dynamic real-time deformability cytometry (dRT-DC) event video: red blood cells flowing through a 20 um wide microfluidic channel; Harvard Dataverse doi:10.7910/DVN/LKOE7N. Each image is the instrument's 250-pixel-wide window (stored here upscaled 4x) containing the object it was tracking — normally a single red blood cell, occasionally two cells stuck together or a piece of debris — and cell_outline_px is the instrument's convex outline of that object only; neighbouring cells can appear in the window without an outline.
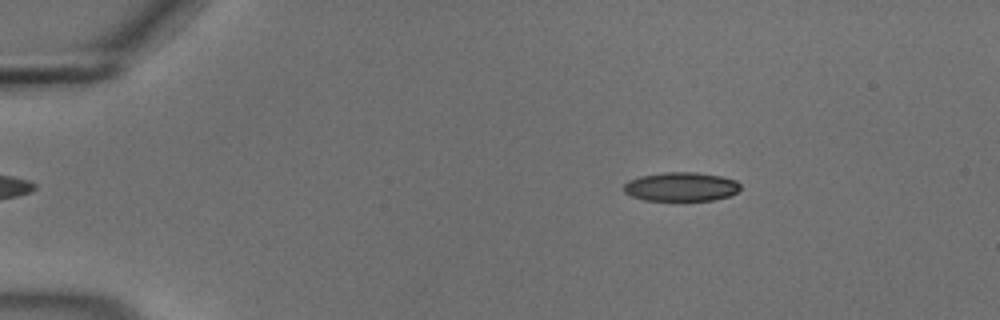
{"species": "common noctule bat (a hibernating species)", "species_latin": "Nyctalus noctula", "temperature_condition": "cold", "stored_images_in_passage": 55, "camera_frame_rate_fps": 3000, "um_per_image_px": 0.085, "animal": {"sex": "male", "body_mass_g": 18.8}, "frame": {"image": 1, "passage_image": 9, "time_ms": 2.667, "image_size_px": [1000, 320], "cell_outline_px": [[740, 188], [736, 192], [728, 196], [712, 200], [644, 200], [632, 196], [624, 192], [624, 184], [628, 180], [640, 176], [664, 172], [696, 172], [720, 176], [736, 180], [740, 184]], "centroid_in_image_um": [57.87, 15.86], "position_along_channel_um": 27.1, "area_um2": 19.59}}
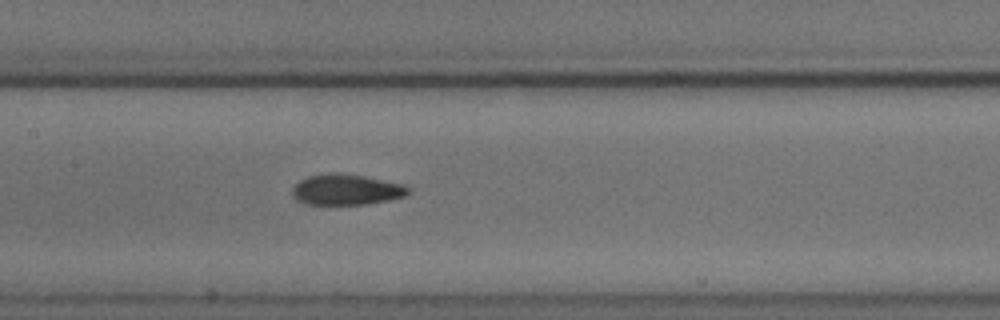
{"frame": {"image": 2, "passage_image": 27, "time_ms": 8.667, "image_size_px": [1000, 320], "cell_outline_px": [[408, 192], [404, 196], [388, 200], [368, 204], [304, 204], [296, 200], [292, 196], [292, 188], [300, 180], [308, 176], [332, 172], [336, 172], [364, 176], [404, 184], [408, 188]], "centroid_in_image_um": [29.39, 16.11], "position_along_channel_um": 178.0, "area_um2": 20.75}}
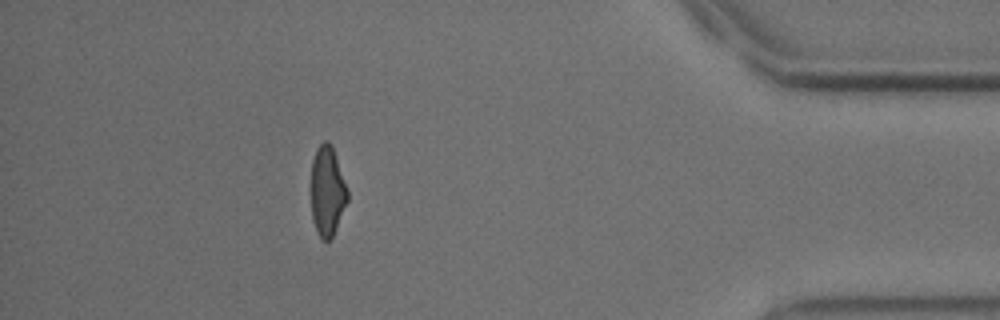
{"frame": {"image": 3, "passage_image": 49, "time_ms": 16.0, "image_size_px": [1000, 320], "cell_outline_px": [[348, 200], [336, 228], [332, 236], [328, 240], [320, 240], [316, 232], [312, 220], [312, 160], [316, 148], [324, 140], [328, 140], [332, 144], [348, 192]], "centroid_in_image_um": [27.81, 16.24], "position_along_channel_um": 407.4, "area_um2": 19.02}, "authors_computed_cell_mechanics": {"area_um2": 20.4034, "velocity_mm_per_s": 3.7132, "shape_relaxation_time_tau1_ms": 4.849, "shape_relaxation_time_tau2_ms": 3.0704, "deformation_change_tau1": 0.1375, "deformation_change_tau2": 0.0969}}